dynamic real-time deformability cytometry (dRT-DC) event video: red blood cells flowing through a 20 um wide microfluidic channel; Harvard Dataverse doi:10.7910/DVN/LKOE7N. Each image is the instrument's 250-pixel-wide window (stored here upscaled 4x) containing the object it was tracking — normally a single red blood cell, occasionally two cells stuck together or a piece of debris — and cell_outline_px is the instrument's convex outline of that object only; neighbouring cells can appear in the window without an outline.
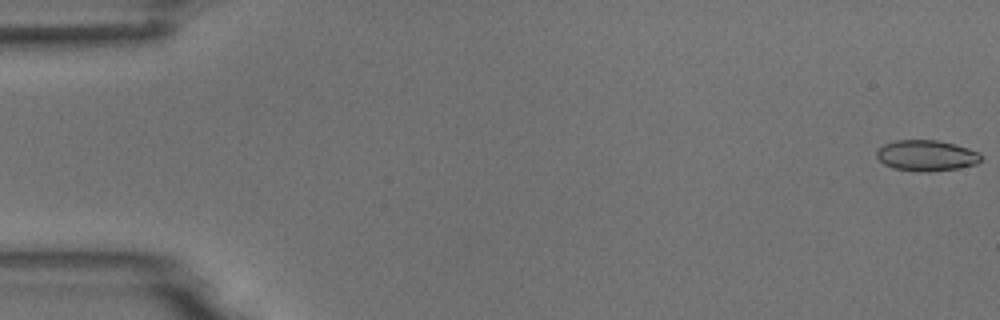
{"species": "common noctule bat (a hibernating species)", "species_latin": "Nyctalus noctula", "temperature_condition": "room temperature", "stored_images_in_passage": 55, "camera_frame_rate_fps": 3000, "um_per_image_px": 0.085, "animal": {"sex": "male", "body_mass_g": 18.8}, "frame": {"image": 1, "passage_image": 1, "time_ms": 0.0, "image_size_px": [1000, 320], "cell_outline_px": [[980, 160], [976, 164], [960, 168], [932, 172], [916, 172], [892, 168], [884, 164], [876, 156], [876, 152], [884, 144], [896, 140], [936, 140], [968, 148], [980, 152]], "centroid_in_image_um": [78.73, 13.24], "position_along_channel_um": 6.3, "area_um2": 18.84}}
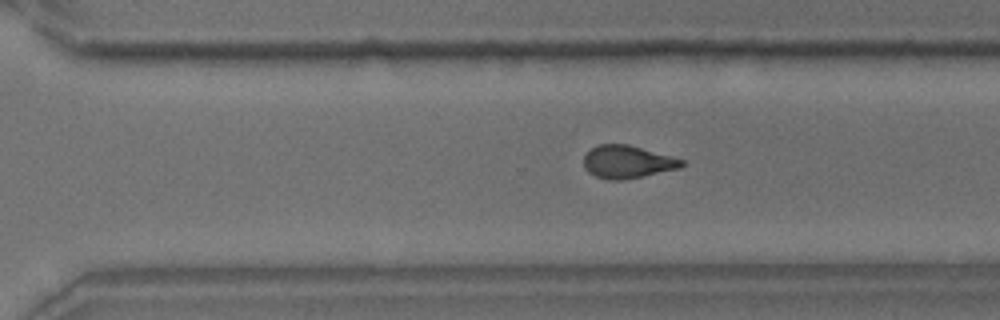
{"frame": {"image": 2, "passage_image": 38, "time_ms": 12.333, "image_size_px": [1000, 320], "cell_outline_px": [[684, 164], [680, 168], [644, 176], [620, 180], [612, 180], [596, 176], [588, 172], [584, 168], [584, 156], [592, 148], [600, 144], [628, 144], [684, 160]], "centroid_in_image_um": [53.32, 13.76], "position_along_channel_um": 317.3, "area_um2": 18.5}}
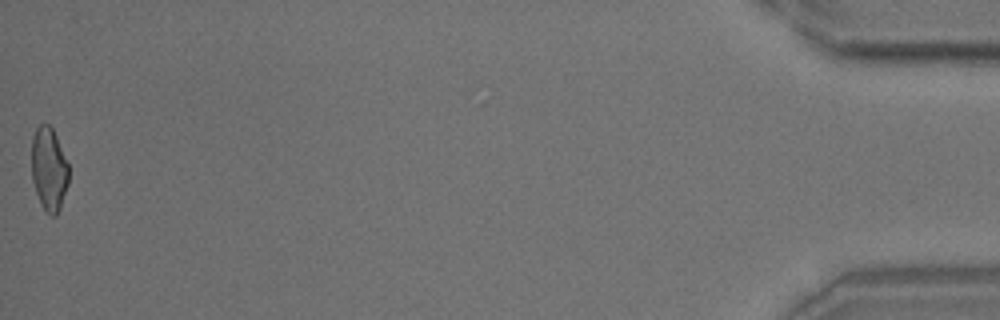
{"frame": {"image": 3, "passage_image": 55, "time_ms": 18.0, "image_size_px": [1000, 320], "cell_outline_px": [[68, 184], [60, 208], [56, 216], [52, 216], [44, 208], [36, 192], [32, 180], [32, 136], [36, 128], [40, 124], [48, 124], [52, 128], [56, 136], [68, 164]], "centroid_in_image_um": [4.16, 14.35], "position_along_channel_um": 431.0, "area_um2": 17.8}, "authors_computed_cell_mechanics": {"area_um2": 19.0162, "velocity_mm_per_s": 3.7139, "shape_relaxation_time_tau1_ms": 5.6527, "shape_relaxation_time_tau2_ms": 1.5486, "deformation_change_tau1": 0.1339, "deformation_change_tau2": 0.0782}}